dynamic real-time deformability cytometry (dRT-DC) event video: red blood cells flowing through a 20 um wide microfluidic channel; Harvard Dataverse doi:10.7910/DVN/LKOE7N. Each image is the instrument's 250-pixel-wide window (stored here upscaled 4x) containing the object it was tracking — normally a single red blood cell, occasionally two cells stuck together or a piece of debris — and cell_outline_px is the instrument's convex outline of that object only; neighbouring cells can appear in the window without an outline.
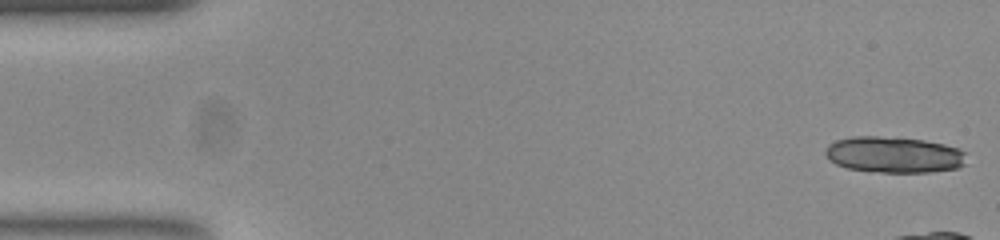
{"species": "common noctule bat (a hibernating species)", "species_latin": "Nyctalus noctula", "temperature_condition": "room temperature", "stored_images_in_passage": 11, "camera_frame_rate_fps": 3000, "um_per_image_px": 0.085, "animal": {"sex": "female", "body_mass_g": 23.0, "forearm_length_mm": 53.4}, "frame": {"image": 1, "passage_image": 1, "time_ms": 0.0, "image_size_px": [1000, 240], "cell_outline_px": [[964, 164], [956, 168], [928, 172], [880, 172], [848, 168], [836, 164], [824, 152], [828, 144], [836, 140], [852, 136], [880, 136], [924, 140], [944, 144], [956, 148], [964, 152]], "centroid_in_image_um": [75.95, 13.14], "position_along_channel_um": 9.0, "area_um2": 29.36}}